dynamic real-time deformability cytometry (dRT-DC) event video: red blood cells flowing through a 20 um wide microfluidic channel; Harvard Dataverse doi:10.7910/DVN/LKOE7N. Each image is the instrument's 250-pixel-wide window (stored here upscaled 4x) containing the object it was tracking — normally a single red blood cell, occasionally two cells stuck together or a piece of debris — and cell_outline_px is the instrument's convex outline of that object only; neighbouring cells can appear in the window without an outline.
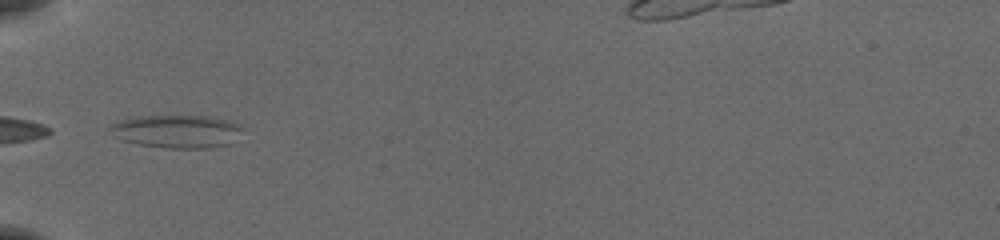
{"species": "common noctule bat (a hibernating species)", "species_latin": "Nyctalus noctula", "temperature_condition": "cold", "stored_images_in_passage": 4, "camera_frame_rate_fps": 3000, "um_per_image_px": 0.085, "animal": {"sex": "female", "body_mass_g": 19.5, "forearm_length_mm": 54.1}, "frame": {"image": 1, "passage_image": 1, "time_ms": 0.0, "image_size_px": [1000, 240], "cell_outline_px": [[248, 128], [232, 144], [212, 148], [168, 148], [136, 144], [124, 140], [116, 136], [108, 128], [108, 124], [120, 120], [136, 116], [204, 116], [228, 120]], "centroid_in_image_um": [15.11, 11.17], "position_along_channel_um": 69.9, "area_um2": 25.95}}